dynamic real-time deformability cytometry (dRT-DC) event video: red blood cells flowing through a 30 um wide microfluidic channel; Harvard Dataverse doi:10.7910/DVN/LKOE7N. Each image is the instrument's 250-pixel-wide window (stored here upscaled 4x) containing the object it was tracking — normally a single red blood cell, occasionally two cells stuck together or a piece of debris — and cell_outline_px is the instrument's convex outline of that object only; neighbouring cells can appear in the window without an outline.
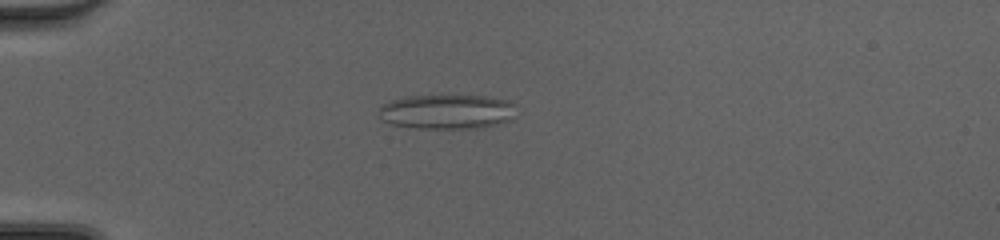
{"species": "common noctule bat (a hibernating species)", "species_latin": "Nyctalus noctula", "temperature_condition": "cold", "stored_images_in_passage": 50, "camera_frame_rate_fps": 3000, "um_per_image_px": 0.085, "animal": {"sex": "female", "body_mass_g": 20.0, "forearm_length_mm": 54.0}, "frame": {"image": 1, "passage_image": 15, "time_ms": 4.667, "image_size_px": [1000, 240], "cell_outline_px": [[512, 120], [480, 128], [408, 128], [392, 124], [380, 120], [380, 104], [404, 96], [488, 96], [508, 100], [512, 104]], "centroid_in_image_um": [37.92, 9.5], "position_along_channel_um": 47.1, "area_um2": 27.69}}
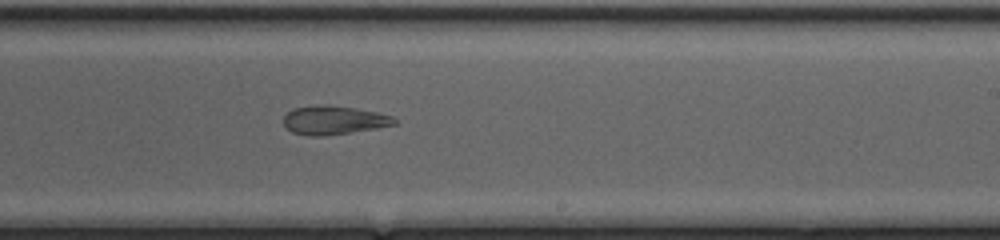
{"frame": {"image": 2, "passage_image": 32, "time_ms": 10.333, "image_size_px": [1000, 240], "cell_outline_px": [[396, 124], [376, 128], [352, 132], [324, 136], [308, 136], [292, 132], [284, 124], [284, 116], [292, 108], [320, 104], [328, 104], [356, 108], [376, 112], [392, 116], [396, 120]], "centroid_in_image_um": [28.35, 10.2], "position_along_channel_um": 260.6, "area_um2": 18.61}}
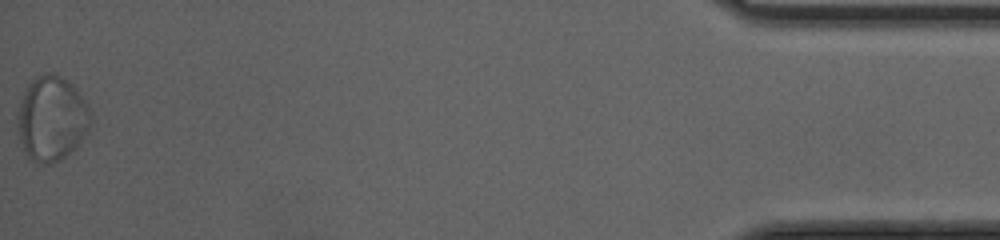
{"frame": {"image": 3, "passage_image": 50, "time_ms": 16.333, "image_size_px": [1000, 240], "cell_outline_px": [[92, 120], [88, 132], [60, 160], [48, 164], [36, 164], [24, 152], [20, 140], [16, 120], [16, 116], [20, 100], [28, 84], [36, 76], [48, 72], [60, 76], [72, 84], [76, 88], [88, 108], [92, 116]], "centroid_in_image_um": [4.36, 10.07], "position_along_channel_um": 430.8, "area_um2": 36.07}, "authors_computed_cell_mechanics": {"area_um2": 27.2238, "velocity_mm_per_s": 4.2652, "shape_relaxation_time_tau1_ms": null, "shape_relaxation_time_tau2_ms": 1.8569, "deformation_change_tau1": null, "deformation_change_tau2": 0.0669}}